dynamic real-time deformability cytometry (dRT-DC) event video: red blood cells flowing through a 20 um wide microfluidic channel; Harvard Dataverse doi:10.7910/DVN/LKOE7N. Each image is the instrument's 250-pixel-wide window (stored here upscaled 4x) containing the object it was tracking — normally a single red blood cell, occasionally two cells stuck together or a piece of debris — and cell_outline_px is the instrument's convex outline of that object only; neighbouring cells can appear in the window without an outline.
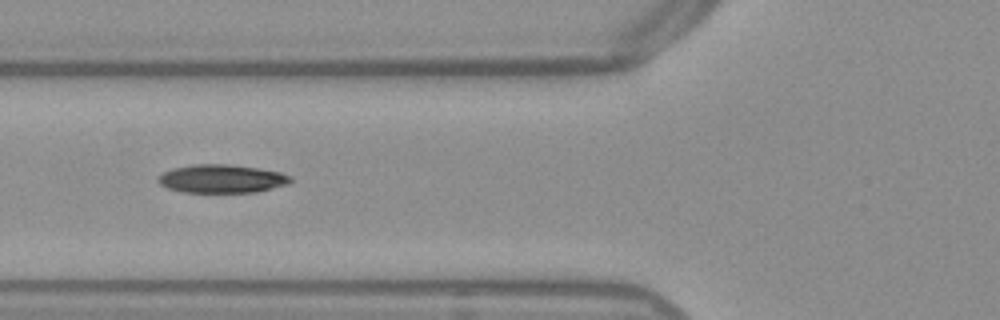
{"species": "Egyptian fruit bat (a non-hibernating species)", "species_latin": "Rousettus aegyptiacus", "temperature_condition": "warm", "stored_images_in_passage": 40, "camera_frame_rate_fps": 3000, "um_per_image_px": 0.085, "frame": {"image": 1, "passage_image": 7, "time_ms": 2.0, "image_size_px": [1000, 320], "cell_outline_px": [[292, 180], [288, 184], [256, 192], [184, 192], [168, 188], [160, 184], [156, 180], [164, 172], [172, 168], [192, 164], [228, 164], [256, 168], [280, 172], [292, 176]], "centroid_in_image_um": [18.85, 15.19], "position_along_channel_um": 107.0, "area_um2": 21.79}, "authors_computed_cell_mechanics": {"area_um2": 21.8773, "velocity_mm_per_s": 3.852, "shape_relaxation_time_tau1_ms": 5.272, "shape_relaxation_time_tau2_ms": 3.5934, "deformation_change_tau1": 0.1512, "deformation_change_tau2": 0.0973}}